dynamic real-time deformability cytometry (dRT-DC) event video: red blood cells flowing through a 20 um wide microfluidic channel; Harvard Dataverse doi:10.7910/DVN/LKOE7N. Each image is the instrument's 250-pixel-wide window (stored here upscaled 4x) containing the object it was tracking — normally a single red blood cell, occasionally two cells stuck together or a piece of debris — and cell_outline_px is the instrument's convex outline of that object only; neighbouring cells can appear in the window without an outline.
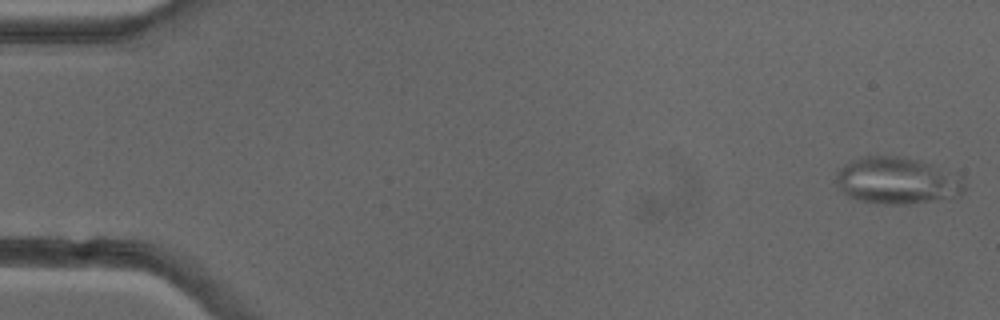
{"species": "common noctule bat (a hibernating species)", "species_latin": "Nyctalus noctula", "temperature_condition": "cold", "stored_images_in_passage": 15, "camera_frame_rate_fps": 3000, "um_per_image_px": 0.085, "animal": {"sex": "female"}, "frame": {"image": 1, "passage_image": 1, "time_ms": 0.0, "image_size_px": [1000, 320], "cell_outline_px": [[964, 192], [960, 196], [908, 204], [884, 204], [860, 200], [848, 196], [836, 184], [836, 172], [844, 164], [860, 156], [900, 156], [920, 160], [960, 176], [964, 184]], "centroid_in_image_um": [76.23, 15.35], "position_along_channel_um": 8.8, "area_um2": 34.91}}